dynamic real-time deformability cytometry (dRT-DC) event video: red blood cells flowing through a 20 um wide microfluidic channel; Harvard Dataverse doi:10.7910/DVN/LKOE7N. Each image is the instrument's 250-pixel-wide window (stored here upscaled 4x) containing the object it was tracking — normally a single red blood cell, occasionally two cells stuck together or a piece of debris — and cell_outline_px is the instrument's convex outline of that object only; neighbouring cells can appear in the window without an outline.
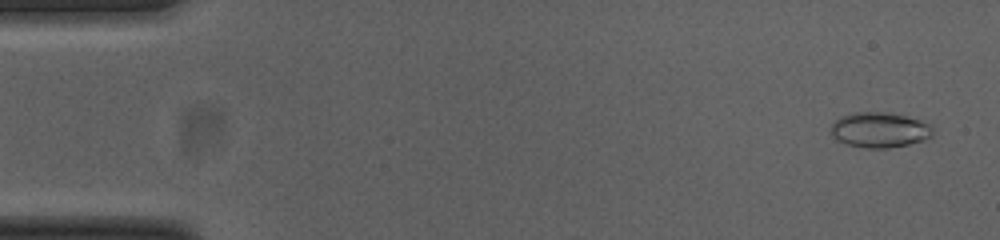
{"species": "common noctule bat (a hibernating species)", "species_latin": "Nyctalus noctula", "temperature_condition": "cold", "stored_images_in_passage": 51, "camera_frame_rate_fps": 3000, "um_per_image_px": 0.085, "animal": {"sex": "female", "body_mass_g": 23.0, "forearm_length_mm": 53.4}, "frame": {"image": 1, "passage_image": 3, "time_ms": 0.667, "image_size_px": [1000, 240], "cell_outline_px": [[932, 136], [924, 140], [908, 144], [888, 148], [868, 148], [848, 144], [836, 140], [832, 136], [832, 124], [840, 116], [856, 112], [888, 112], [920, 120], [932, 124]], "centroid_in_image_um": [74.78, 11.04], "position_along_channel_um": 10.2, "area_um2": 20.87}}
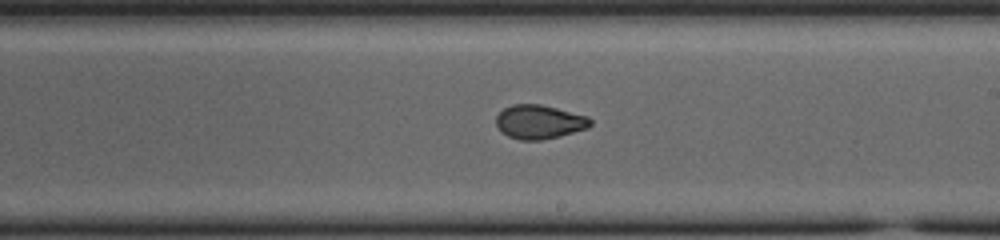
{"frame": {"image": 2, "passage_image": 31, "time_ms": 10.0, "image_size_px": [1000, 240], "cell_outline_px": [[592, 124], [588, 128], [560, 136], [540, 140], [520, 140], [508, 136], [500, 132], [496, 124], [496, 116], [504, 108], [512, 104], [540, 104], [588, 116], [592, 120]], "centroid_in_image_um": [45.83, 10.36], "position_along_channel_um": 243.2, "area_um2": 18.73}}
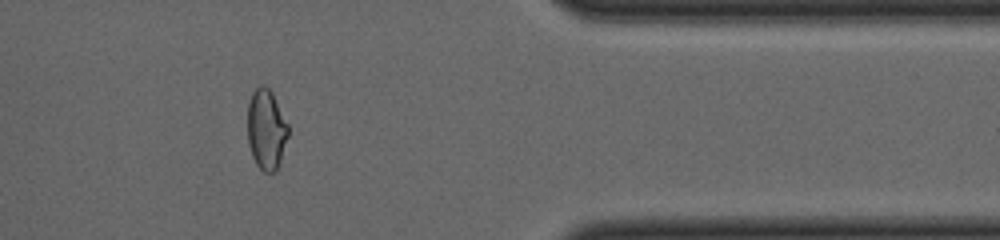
{"frame": {"image": 3, "passage_image": 44, "time_ms": 14.333, "image_size_px": [1000, 240], "cell_outline_px": [[288, 136], [276, 172], [264, 172], [256, 164], [252, 156], [248, 144], [248, 104], [252, 92], [260, 84], [264, 84], [272, 92], [288, 124]], "centroid_in_image_um": [22.63, 10.99], "position_along_channel_um": 388.8, "area_um2": 19.02}, "authors_computed_cell_mechanics": {"area_um2": 19.1318, "velocity_mm_per_s": 3.8603, "shape_relaxation_time_tau1_ms": 10.7423, "shape_relaxation_time_tau2_ms": 1.4283, "deformation_change_tau1": 0.2246, "deformation_change_tau2": 0.0576}}